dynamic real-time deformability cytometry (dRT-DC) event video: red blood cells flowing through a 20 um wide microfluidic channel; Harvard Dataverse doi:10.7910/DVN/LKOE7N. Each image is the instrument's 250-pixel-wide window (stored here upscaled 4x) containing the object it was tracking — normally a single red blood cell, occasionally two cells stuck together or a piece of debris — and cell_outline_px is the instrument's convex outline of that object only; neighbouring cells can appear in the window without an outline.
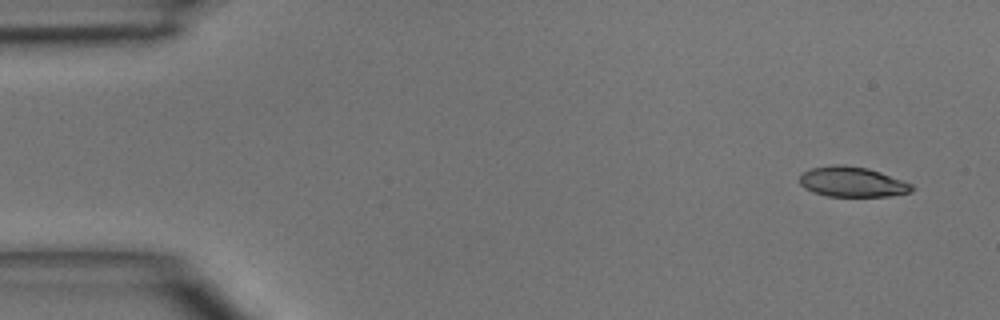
{"species": "common noctule bat (a hibernating species)", "species_latin": "Nyctalus noctula", "temperature_condition": "room temperature", "stored_images_in_passage": 3, "camera_frame_rate_fps": 3000, "um_per_image_px": 0.085, "animal": {"sex": "male", "body_mass_g": 15.6}, "frame": {"image": 1, "passage_image": 1, "time_ms": 0.0, "image_size_px": [1000, 320], "cell_outline_px": [[916, 188], [912, 192], [888, 196], [828, 196], [812, 192], [804, 188], [800, 184], [800, 176], [804, 172], [812, 168], [840, 164], [868, 168], [880, 172], [912, 184]], "centroid_in_image_um": [72.46, 15.47], "position_along_channel_um": 12.5, "area_um2": 19.59}}
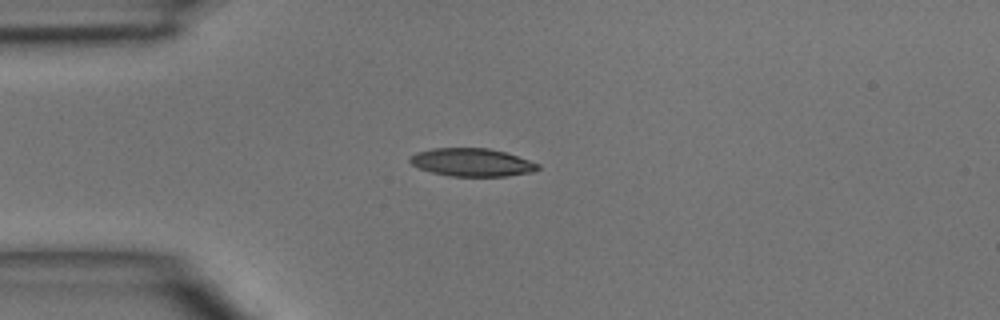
{"frame": {"image": 2, "passage_image": 3, "time_ms": 3.0, "image_size_px": [1000, 320], "cell_outline_px": [[540, 168], [532, 172], [508, 176], [448, 176], [432, 172], [420, 168], [412, 164], [408, 160], [408, 156], [416, 152], [432, 148], [488, 148], [504, 152], [540, 164]], "centroid_in_image_um": [40.08, 13.8], "position_along_channel_um": 44.9, "area_um2": 20.87}}